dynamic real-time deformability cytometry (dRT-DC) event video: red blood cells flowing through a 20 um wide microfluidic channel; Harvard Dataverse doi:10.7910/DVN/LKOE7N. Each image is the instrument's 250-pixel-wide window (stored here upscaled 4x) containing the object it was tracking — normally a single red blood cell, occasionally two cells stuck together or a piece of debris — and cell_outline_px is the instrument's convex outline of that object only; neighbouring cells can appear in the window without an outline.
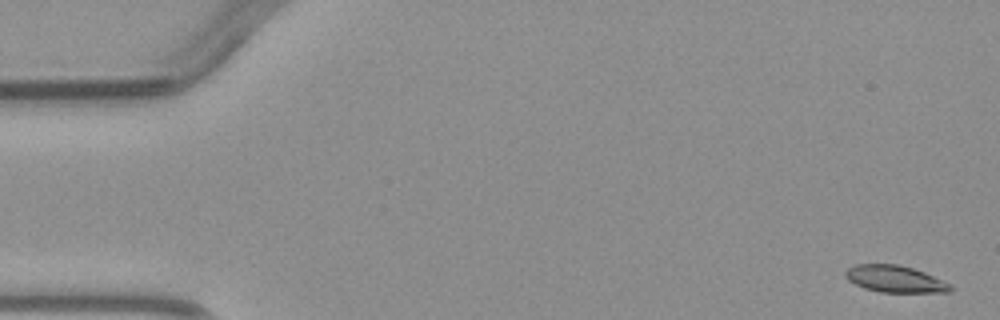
{"species": "common noctule bat (a hibernating species)", "species_latin": "Nyctalus noctula", "temperature_condition": "warm", "stored_images_in_passage": 4, "camera_frame_rate_fps": 3000, "um_per_image_px": 0.085, "animal": {"sex": "male", "body_mass_g": 23.1, "forearm_length_mm": 52.7}, "frame": {"image": 1, "passage_image": 1, "time_ms": 0.0, "image_size_px": [1000, 320], "cell_outline_px": [[952, 292], [880, 292], [864, 288], [848, 280], [844, 276], [844, 272], [848, 268], [856, 264], [900, 264], [924, 272], [948, 284], [952, 288]], "centroid_in_image_um": [76.02, 23.71], "position_along_channel_um": 9.0, "area_um2": 16.24}}
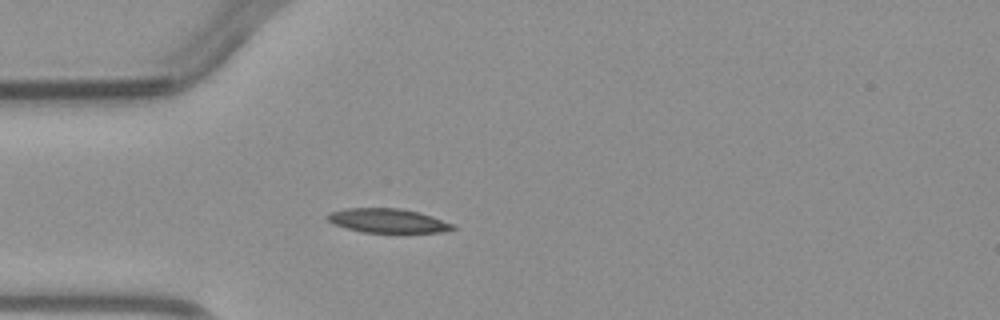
{"frame": {"image": 2, "passage_image": 4, "time_ms": 4.0, "image_size_px": [1000, 320], "cell_outline_px": [[456, 228], [440, 232], [364, 232], [348, 228], [336, 224], [328, 220], [324, 216], [328, 212], [344, 208], [400, 208], [420, 212], [456, 224]], "centroid_in_image_um": [32.97, 18.74], "position_along_channel_um": 52.0, "area_um2": 17.63}}